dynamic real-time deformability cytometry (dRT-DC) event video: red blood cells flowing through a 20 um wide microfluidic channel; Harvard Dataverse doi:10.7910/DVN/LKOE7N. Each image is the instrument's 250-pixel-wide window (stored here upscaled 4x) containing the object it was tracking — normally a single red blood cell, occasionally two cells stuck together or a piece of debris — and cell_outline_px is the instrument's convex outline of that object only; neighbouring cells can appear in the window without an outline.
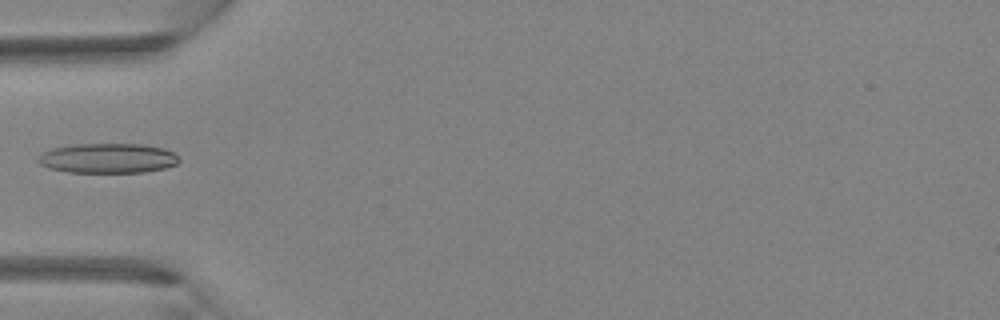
{"species": "Egyptian fruit bat (a non-hibernating species)", "species_latin": "Rousettus aegyptiacus", "temperature_condition": "room temperature", "stored_images_in_passage": 4, "camera_frame_rate_fps": 3000, "um_per_image_px": 0.085, "animal": {"sex": "female"}, "frame": {"image": 1, "passage_image": 4, "time_ms": 1.0, "image_size_px": [1000, 320], "cell_outline_px": [[180, 160], [176, 164], [164, 168], [144, 172], [68, 172], [48, 168], [40, 164], [36, 160], [44, 152], [52, 148], [72, 144], [140, 144], [164, 148], [172, 152]], "centroid_in_image_um": [9.14, 13.45], "position_along_channel_um": 75.9, "area_um2": 24.39}}